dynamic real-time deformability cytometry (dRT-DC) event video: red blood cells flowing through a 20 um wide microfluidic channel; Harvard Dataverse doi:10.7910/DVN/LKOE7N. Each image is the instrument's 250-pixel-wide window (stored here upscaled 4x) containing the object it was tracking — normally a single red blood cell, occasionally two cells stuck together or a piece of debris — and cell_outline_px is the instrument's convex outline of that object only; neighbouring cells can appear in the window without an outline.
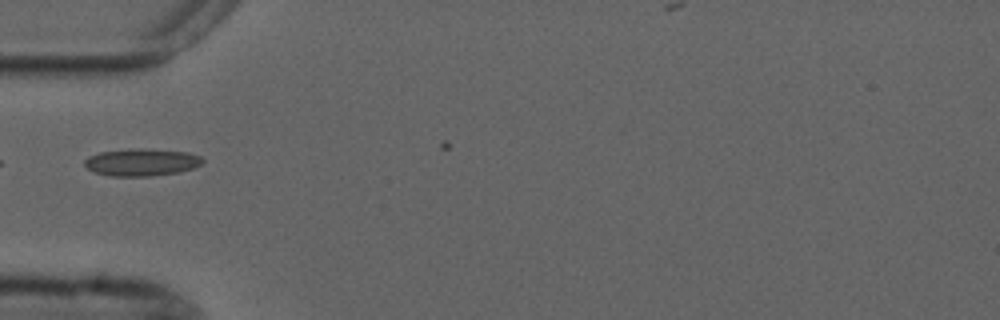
{"species": "common noctule bat (a hibernating species)", "species_latin": "Nyctalus noctula", "temperature_condition": "cold", "stored_images_in_passage": 4, "camera_frame_rate_fps": 3000, "um_per_image_px": 0.085, "animal": {"sex": "male", "forearm_length_mm": 52.5}, "frame": {"image": 1, "passage_image": 3, "time_ms": 3.333, "image_size_px": [1000, 320], "cell_outline_px": [[204, 160], [200, 164], [192, 168], [180, 172], [152, 176], [108, 176], [96, 172], [88, 168], [84, 164], [84, 160], [88, 156], [100, 152], [140, 148], [144, 148], [188, 152], [200, 156]], "centroid_in_image_um": [12.04, 13.79], "position_along_channel_um": 73.0, "area_um2": 18.73}}